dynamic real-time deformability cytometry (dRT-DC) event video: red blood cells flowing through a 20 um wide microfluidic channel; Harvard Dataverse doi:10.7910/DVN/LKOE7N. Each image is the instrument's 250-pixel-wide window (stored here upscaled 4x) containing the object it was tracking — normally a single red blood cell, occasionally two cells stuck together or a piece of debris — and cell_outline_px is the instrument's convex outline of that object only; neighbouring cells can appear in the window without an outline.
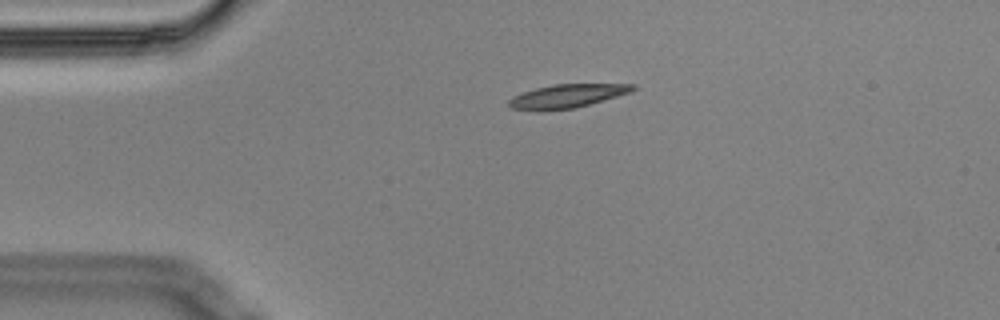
{"species": "Egyptian fruit bat (a non-hibernating species)", "species_latin": "Rousettus aegyptiacus", "temperature_condition": "cold", "stored_images_in_passage": 2, "camera_frame_rate_fps": 3000, "um_per_image_px": 0.085, "animal": {"sex": "male"}, "frame": {"image": 1, "passage_image": 1, "time_ms": 0.0, "image_size_px": [1000, 320], "cell_outline_px": [[636, 88], [632, 92], [576, 108], [540, 112], [512, 108], [508, 104], [508, 100], [524, 92], [536, 88], [552, 84], [636, 84]], "centroid_in_image_um": [48.22, 8.18], "position_along_channel_um": 36.8, "area_um2": 17.17}}